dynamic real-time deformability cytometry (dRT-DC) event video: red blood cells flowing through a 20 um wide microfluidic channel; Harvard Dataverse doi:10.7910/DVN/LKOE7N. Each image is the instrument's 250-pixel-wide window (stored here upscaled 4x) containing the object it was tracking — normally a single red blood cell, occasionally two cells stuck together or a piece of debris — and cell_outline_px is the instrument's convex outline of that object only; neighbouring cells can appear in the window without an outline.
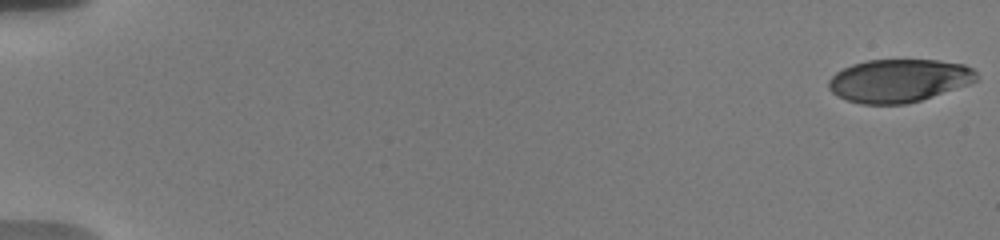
{"species": "human", "species_latin": "Homo sapiens", "temperature_condition": "warm", "stored_images_in_passage": 56, "camera_frame_rate_fps": 3000, "um_per_image_px": 0.085, "donor": {"sex": "male"}, "frame": {"image": 1, "passage_image": 1, "time_ms": 0.0, "image_size_px": [1000, 240], "cell_outline_px": [[980, 80], [920, 100], [904, 104], [860, 104], [836, 96], [828, 88], [828, 80], [836, 72], [852, 64], [868, 60], [936, 60], [964, 64], [972, 68], [976, 72]], "centroid_in_image_um": [76.39, 6.85], "position_along_channel_um": 8.6, "area_um2": 37.05}}
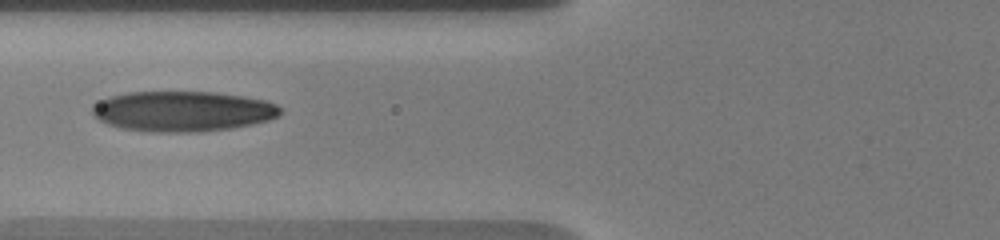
{"frame": {"image": 2, "passage_image": 24, "time_ms": 7.667, "image_size_px": [1000, 240], "cell_outline_px": [[280, 112], [276, 116], [268, 120], [252, 124], [232, 128], [200, 132], [152, 132], [120, 128], [108, 124], [100, 120], [92, 112], [92, 104], [108, 96], [128, 92], [216, 92], [244, 96], [264, 100], [276, 104], [280, 108]], "centroid_in_image_um": [15.5, 9.46], "position_along_channel_um": 110.3, "area_um2": 44.27}}
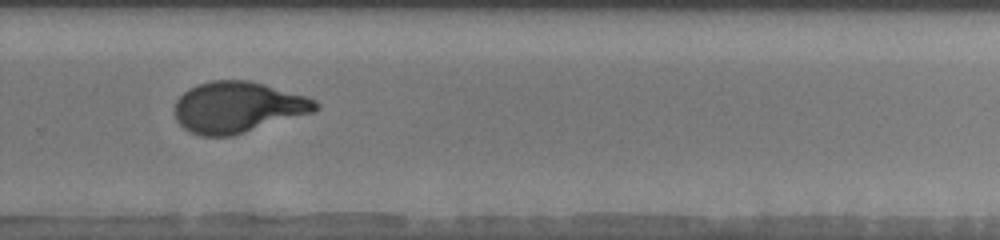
{"frame": {"image": 3, "passage_image": 40, "time_ms": 13.0, "image_size_px": [1000, 240], "cell_outline_px": [[320, 108], [316, 112], [232, 136], [200, 136], [188, 132], [176, 120], [172, 112], [176, 100], [188, 88], [212, 80], [248, 80], [264, 84], [308, 96], [316, 100], [320, 104]], "centroid_in_image_um": [20.22, 9.12], "position_along_channel_um": 309.6, "area_um2": 42.48}, "authors_computed_cell_mechanics": {"area_um2": 41.327, "velocity_mm_per_s": 3.7442, "shape_relaxation_time_tau1_ms": 5.1785, "shape_relaxation_time_tau2_ms": 0.913, "deformation_change_tau1": 0.26, "deformation_change_tau2": 0.0752}}